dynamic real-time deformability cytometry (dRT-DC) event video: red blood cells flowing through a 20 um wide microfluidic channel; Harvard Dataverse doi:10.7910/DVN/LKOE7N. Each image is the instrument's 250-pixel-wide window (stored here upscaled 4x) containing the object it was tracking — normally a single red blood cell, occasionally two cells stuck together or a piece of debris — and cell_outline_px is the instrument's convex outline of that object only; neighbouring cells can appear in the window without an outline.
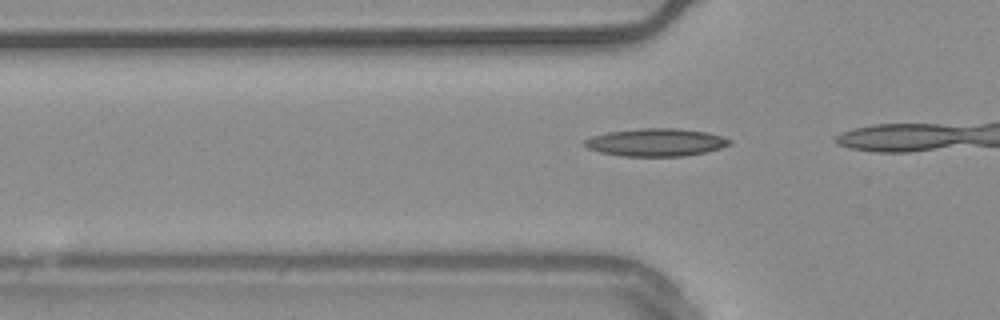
{"species": "common noctule bat (a hibernating species)", "species_latin": "Nyctalus noctula", "temperature_condition": "warm", "stored_images_in_passage": 6, "camera_frame_rate_fps": 3000, "um_per_image_px": 0.085, "animal": {"sex": "male", "body_mass_g": 20.4}, "frame": {"image": 1, "passage_image": 3, "time_ms": 0.667, "image_size_px": [1000, 320], "cell_outline_px": [[732, 144], [720, 148], [704, 152], [684, 156], [620, 156], [600, 152], [588, 148], [584, 144], [584, 140], [592, 136], [608, 132], [640, 128], [676, 128], [708, 132], [732, 140]], "centroid_in_image_um": [55.76, 12.1], "position_along_channel_um": 70.0, "area_um2": 23.41}}